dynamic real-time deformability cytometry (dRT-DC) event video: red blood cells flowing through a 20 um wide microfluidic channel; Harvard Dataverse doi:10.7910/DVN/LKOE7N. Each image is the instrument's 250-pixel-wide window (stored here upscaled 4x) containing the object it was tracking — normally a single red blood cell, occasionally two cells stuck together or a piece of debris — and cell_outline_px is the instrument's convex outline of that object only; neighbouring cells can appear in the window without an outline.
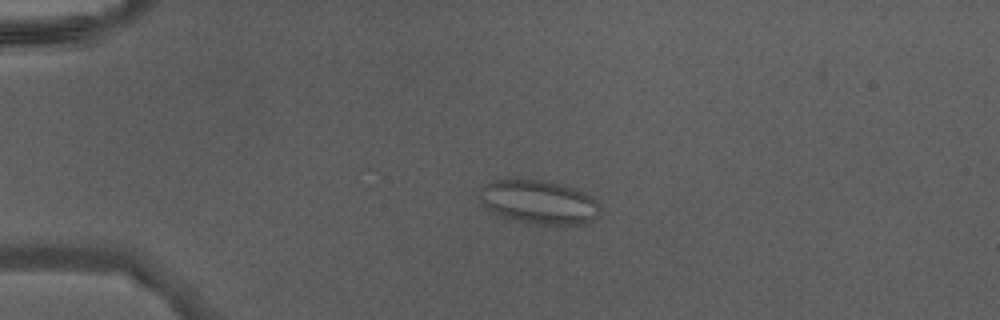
{"species": "Egyptian fruit bat (a non-hibernating species)", "species_latin": "Rousettus aegyptiacus", "temperature_condition": "warm", "stored_images_in_passage": 47, "camera_frame_rate_fps": 3000, "um_per_image_px": 0.085, "animal": {"sex": "male"}, "frame": {"image": 1, "passage_image": 12, "time_ms": 3.667, "image_size_px": [1000, 320], "cell_outline_px": [[600, 212], [592, 220], [584, 224], [528, 224], [500, 216], [492, 212], [476, 196], [476, 188], [488, 180], [540, 180], [588, 192], [600, 204]], "centroid_in_image_um": [45.74, 17.17], "position_along_channel_um": 39.3, "area_um2": 31.15}}
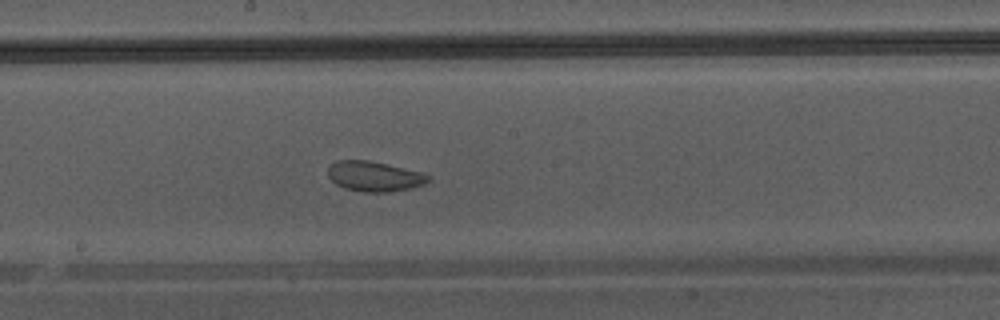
{"frame": {"image": 2, "passage_image": 27, "time_ms": 8.667, "image_size_px": [1000, 320], "cell_outline_px": [[428, 180], [424, 184], [412, 188], [388, 192], [364, 192], [344, 188], [336, 184], [328, 176], [328, 168], [336, 160], [368, 160], [388, 164], [424, 172], [428, 176]], "centroid_in_image_um": [31.82, 14.98], "position_along_channel_um": 216.4, "area_um2": 17.63}}
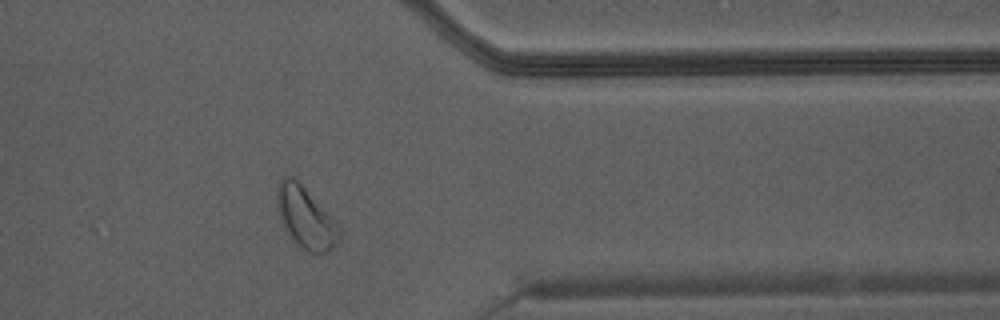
{"frame": {"image": 3, "passage_image": 39, "time_ms": 12.667, "image_size_px": [1000, 320], "cell_outline_px": [[340, 236], [332, 248], [328, 252], [320, 256], [308, 252], [288, 232], [280, 216], [276, 196], [280, 180], [284, 176], [292, 176], [336, 220], [340, 228]], "centroid_in_image_um": [26.03, 18.52], "position_along_channel_um": 385.4, "area_um2": 21.62}}